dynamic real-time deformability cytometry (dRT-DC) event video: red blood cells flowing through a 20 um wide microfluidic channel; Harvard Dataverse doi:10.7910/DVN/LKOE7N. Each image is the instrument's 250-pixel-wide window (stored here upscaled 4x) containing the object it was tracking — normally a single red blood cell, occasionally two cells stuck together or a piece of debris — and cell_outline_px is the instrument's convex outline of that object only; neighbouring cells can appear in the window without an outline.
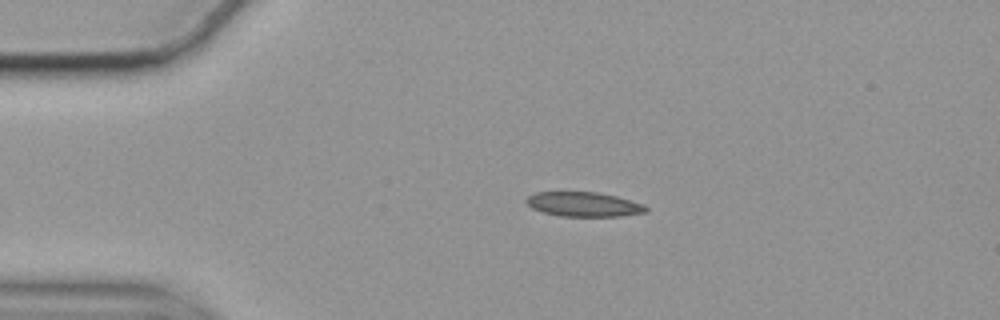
{"species": "common noctule bat (a hibernating species)", "species_latin": "Nyctalus noctula", "temperature_condition": "cold", "stored_images_in_passage": 46, "camera_frame_rate_fps": 3000, "um_per_image_px": 0.085, "animal": {"sex": "female", "body_mass_g": 19.9}, "frame": {"image": 1, "passage_image": 1, "time_ms": 0.0, "image_size_px": [1000, 320], "cell_outline_px": [[648, 208], [644, 212], [620, 216], [560, 216], [544, 212], [532, 208], [524, 200], [528, 196], [536, 192], [596, 192], [616, 196], [644, 204]], "centroid_in_image_um": [49.6, 17.36], "position_along_channel_um": 35.4, "area_um2": 16.94}}
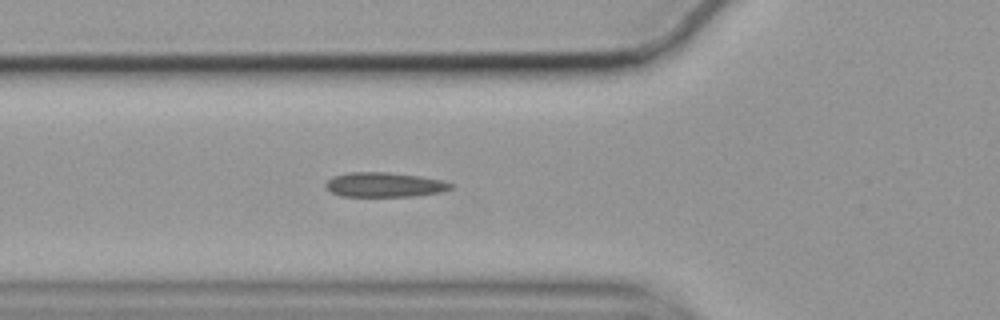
{"frame": {"image": 2, "passage_image": 9, "time_ms": 2.667, "image_size_px": [1000, 320], "cell_outline_px": [[452, 188], [440, 192], [416, 196], [340, 196], [332, 192], [324, 184], [332, 176], [348, 172], [388, 172], [420, 176], [440, 180], [452, 184]], "centroid_in_image_um": [32.65, 15.7], "position_along_channel_um": 93.2, "area_um2": 17.86}}
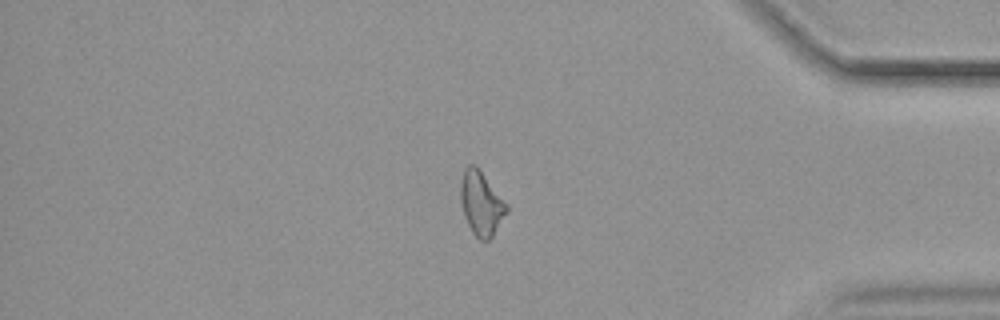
{"frame": {"image": 3, "passage_image": 37, "time_ms": 12.0, "image_size_px": [1000, 320], "cell_outline_px": [[508, 212], [492, 236], [488, 240], [480, 240], [472, 232], [468, 224], [460, 200], [460, 184], [464, 168], [468, 164], [476, 164], [508, 204]], "centroid_in_image_um": [40.91, 17.25], "position_along_channel_um": 394.3, "area_um2": 17.22}, "authors_computed_cell_mechanics": {"area_um2": 17.4267, "velocity_mm_per_s": 3.5287, "shape_relaxation_time_tau1_ms": null, "shape_relaxation_time_tau2_ms": 4.0579, "deformation_change_tau1": null, "deformation_change_tau2": 0.1048}}